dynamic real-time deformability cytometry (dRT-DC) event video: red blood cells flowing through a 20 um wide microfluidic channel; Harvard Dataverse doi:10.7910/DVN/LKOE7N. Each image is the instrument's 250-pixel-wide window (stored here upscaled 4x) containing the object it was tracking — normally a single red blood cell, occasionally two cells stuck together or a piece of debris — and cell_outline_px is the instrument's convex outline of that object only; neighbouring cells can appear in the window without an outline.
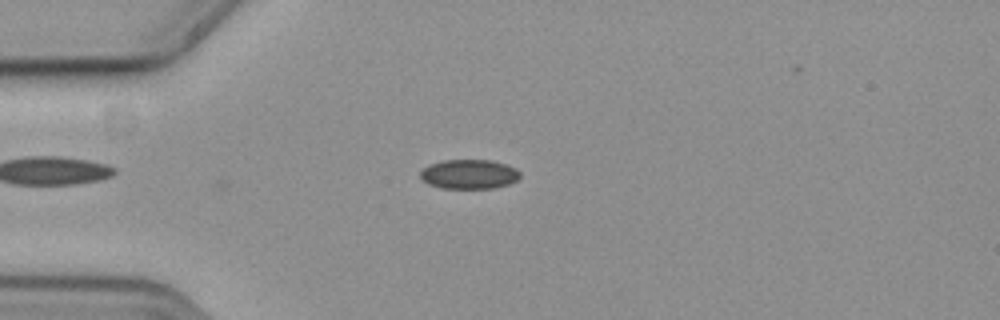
{"species": "common noctule bat (a hibernating species)", "species_latin": "Nyctalus noctula", "temperature_condition": "cold", "stored_images_in_passage": 44, "camera_frame_rate_fps": 3000, "um_per_image_px": 0.085, "animal": {"sex": "female", "body_mass_g": 19.3, "forearm_length_mm": 54.1}, "frame": {"image": 1, "passage_image": 11, "time_ms": 3.333, "image_size_px": [1000, 320], "cell_outline_px": [[520, 176], [516, 180], [508, 184], [492, 188], [440, 188], [428, 184], [420, 176], [420, 172], [428, 164], [444, 160], [492, 160], [516, 168], [520, 172]], "centroid_in_image_um": [39.86, 14.8], "position_along_channel_um": 45.1, "area_um2": 17.05}}
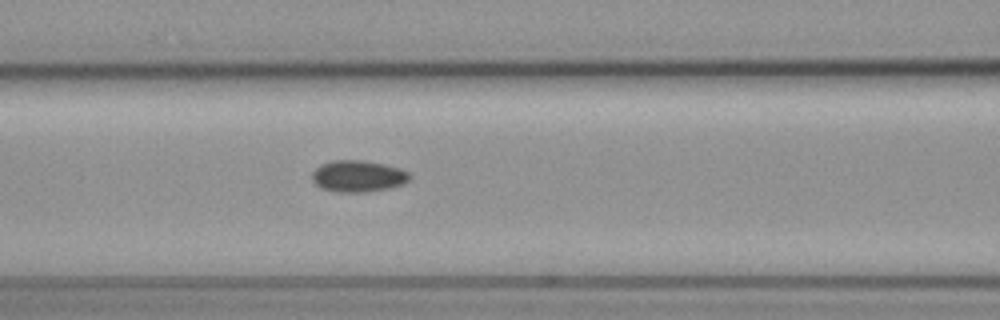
{"frame": {"image": 2, "passage_image": 20, "time_ms": 6.333, "image_size_px": [1000, 320], "cell_outline_px": [[412, 176], [404, 184], [388, 188], [368, 192], [336, 192], [320, 188], [312, 180], [312, 172], [320, 164], [332, 160], [364, 160], [384, 164], [400, 168], [408, 172]], "centroid_in_image_um": [30.43, 14.97], "position_along_channel_um": 136.2, "area_um2": 18.15}}
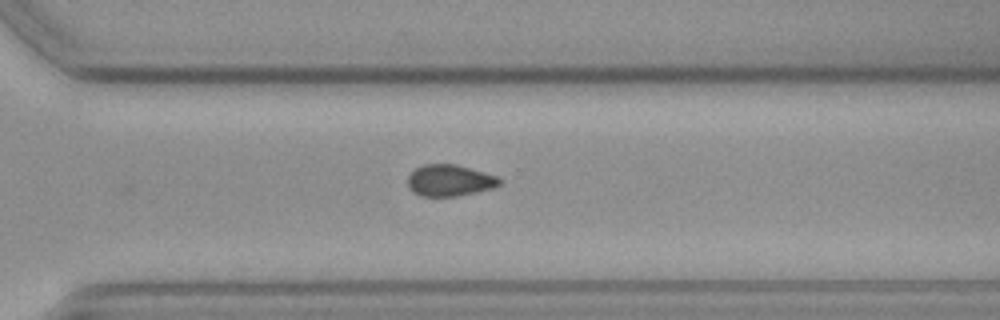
{"frame": {"image": 3, "passage_image": 36, "time_ms": 11.667, "image_size_px": [1000, 320], "cell_outline_px": [[500, 184], [492, 188], [456, 196], [420, 196], [412, 192], [408, 188], [408, 176], [420, 164], [456, 164], [496, 176], [500, 180]], "centroid_in_image_um": [38.16, 15.33], "position_along_channel_um": 332.4, "area_um2": 16.7}, "authors_computed_cell_mechanics": {"area_um2": 17.1377, "velocity_mm_per_s": 3.682, "shape_relaxation_time_tau1_ms": 2.3444, "shape_relaxation_time_tau2_ms": null, "deformation_change_tau1": 0.0391, "deformation_change_tau2": null}}